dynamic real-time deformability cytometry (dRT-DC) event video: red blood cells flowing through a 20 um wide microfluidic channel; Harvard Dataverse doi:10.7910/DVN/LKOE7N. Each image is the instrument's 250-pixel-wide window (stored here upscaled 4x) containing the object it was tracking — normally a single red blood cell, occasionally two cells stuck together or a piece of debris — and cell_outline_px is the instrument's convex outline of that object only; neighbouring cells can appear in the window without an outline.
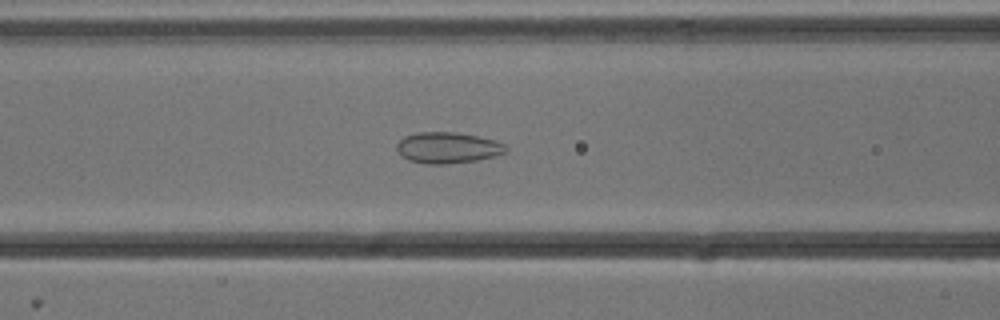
{"species": "common noctule bat (a hibernating species)", "species_latin": "Nyctalus noctula", "temperature_condition": "cold", "stored_images_in_passage": 54, "camera_frame_rate_fps": 3000, "um_per_image_px": 0.085, "animal": {"sex": "male", "body_mass_g": 13.3}, "frame": {"image": 1, "passage_image": 22, "time_ms": 7.0, "image_size_px": [1000, 320], "cell_outline_px": [[508, 152], [496, 156], [476, 160], [444, 164], [428, 164], [408, 160], [400, 156], [396, 148], [396, 144], [404, 136], [420, 132], [452, 132], [476, 136], [496, 140], [504, 144], [508, 148]], "centroid_in_image_um": [38.05, 12.56], "position_along_channel_um": 128.5, "area_um2": 19.83}}
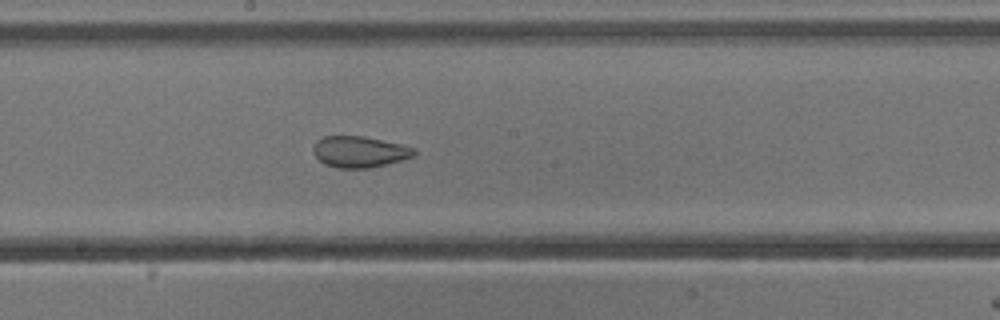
{"frame": {"image": 2, "passage_image": 29, "time_ms": 9.333, "image_size_px": [1000, 320], "cell_outline_px": [[416, 156], [368, 168], [340, 168], [324, 164], [316, 156], [312, 148], [316, 140], [324, 136], [364, 136], [400, 144], [416, 148]], "centroid_in_image_um": [30.56, 12.89], "position_along_channel_um": 217.6, "area_um2": 18.26}}
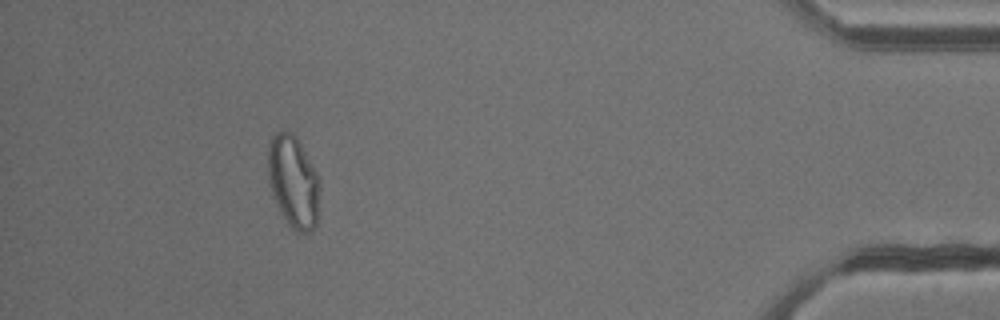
{"frame": {"image": 3, "passage_image": 49, "time_ms": 16.0, "image_size_px": [1000, 320], "cell_outline_px": [[320, 188], [316, 228], [308, 232], [300, 232], [292, 228], [288, 224], [276, 204], [272, 196], [268, 184], [268, 144], [272, 136], [276, 132], [292, 132], [296, 136], [316, 172], [320, 180]], "centroid_in_image_um": [24.93, 15.46], "position_along_channel_um": 410.3, "area_um2": 27.98}, "authors_computed_cell_mechanics": {"area_um2": 25.2008, "velocity_mm_per_s": 3.8097, "shape_relaxation_time_tau1_ms": null, "shape_relaxation_time_tau2_ms": 1.3142, "deformation_change_tau1": null, "deformation_change_tau2": 0.064}}